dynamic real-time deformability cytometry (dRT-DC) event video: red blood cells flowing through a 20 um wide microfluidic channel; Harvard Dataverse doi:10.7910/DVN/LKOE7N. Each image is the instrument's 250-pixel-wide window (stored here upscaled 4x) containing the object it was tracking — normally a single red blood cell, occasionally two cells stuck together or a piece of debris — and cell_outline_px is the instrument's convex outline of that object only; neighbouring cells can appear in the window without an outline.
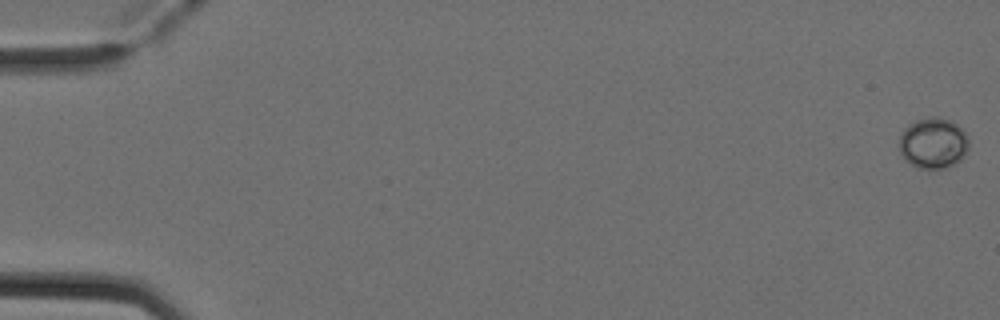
{"species": "Egyptian fruit bat (a non-hibernating species)", "species_latin": "Rousettus aegyptiacus", "temperature_condition": "cold", "stored_images_in_passage": 6, "camera_frame_rate_fps": 3000, "um_per_image_px": 0.085, "animal": {"sex": "female"}, "frame": {"image": 1, "passage_image": 1, "time_ms": 0.0, "image_size_px": [1000, 320], "cell_outline_px": [[968, 148], [964, 156], [956, 164], [944, 168], [916, 168], [908, 164], [904, 160], [900, 152], [900, 136], [904, 128], [908, 124], [916, 120], [928, 116], [936, 116], [948, 120], [964, 128], [968, 136]], "centroid_in_image_um": [79.32, 12.16], "position_along_channel_um": 5.7, "area_um2": 20.98}}
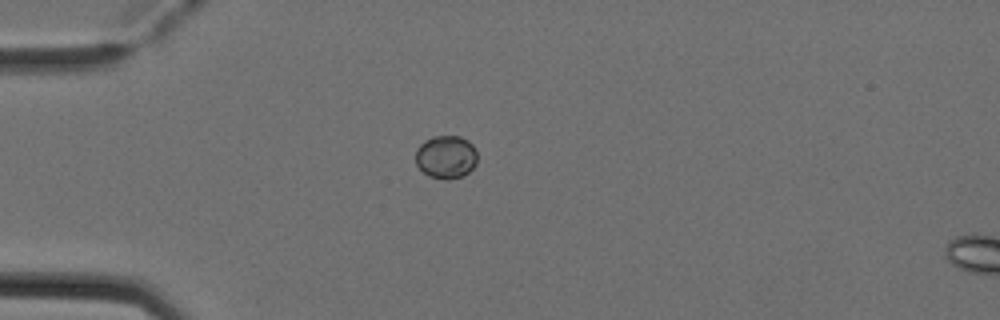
{"frame": {"image": 2, "passage_image": 5, "time_ms": 1.333, "image_size_px": [1000, 320], "cell_outline_px": [[476, 164], [468, 172], [460, 176], [448, 180], [444, 180], [428, 176], [416, 164], [416, 148], [424, 140], [432, 136], [460, 136], [468, 140], [476, 148]], "centroid_in_image_um": [37.9, 13.33], "position_along_channel_um": 47.1, "area_um2": 15.61}}